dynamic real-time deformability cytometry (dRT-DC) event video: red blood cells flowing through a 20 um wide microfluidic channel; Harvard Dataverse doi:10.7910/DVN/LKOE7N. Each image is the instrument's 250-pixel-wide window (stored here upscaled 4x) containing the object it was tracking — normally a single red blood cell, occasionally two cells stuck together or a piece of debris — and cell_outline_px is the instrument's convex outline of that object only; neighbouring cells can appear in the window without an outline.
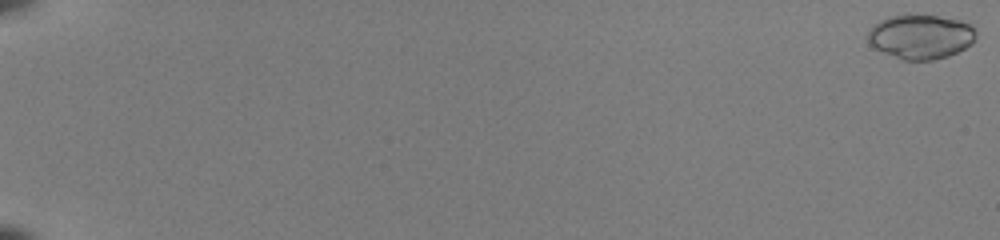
{"species": "common noctule bat (a hibernating species)", "species_latin": "Nyctalus noctula", "temperature_condition": "room temperature", "stored_images_in_passage": 53, "camera_frame_rate_fps": 3000, "um_per_image_px": 0.085, "animal": {"sex": "female", "body_mass_g": 22.0, "forearm_length_mm": 56.7}, "frame": {"image": 1, "passage_image": 1, "time_ms": 0.0, "image_size_px": [1000, 240], "cell_outline_px": [[976, 36], [972, 44], [948, 56], [932, 60], [900, 60], [868, 44], [868, 28], [880, 20], [888, 16], [916, 12], [960, 20], [968, 24], [976, 32]], "centroid_in_image_um": [78.22, 3.08], "position_along_channel_um": 6.8, "area_um2": 28.5}}
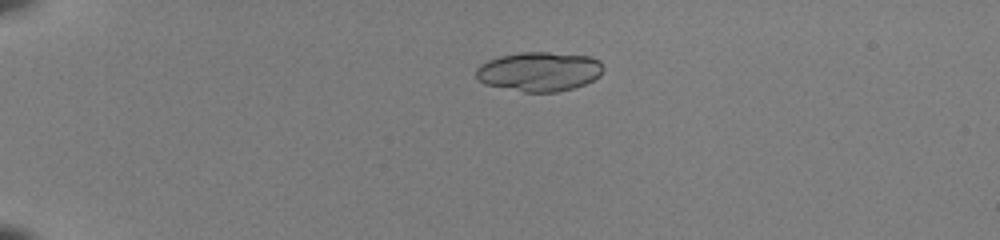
{"frame": {"image": 2, "passage_image": 15, "time_ms": 4.667, "image_size_px": [1000, 240], "cell_outline_px": [[604, 68], [600, 76], [584, 84], [572, 88], [556, 92], [524, 92], [484, 84], [476, 76], [476, 68], [480, 64], [488, 60], [500, 56], [520, 52], [548, 52], [592, 56], [600, 60]], "centroid_in_image_um": [45.85, 6.07], "position_along_channel_um": 39.2, "area_um2": 29.3}}